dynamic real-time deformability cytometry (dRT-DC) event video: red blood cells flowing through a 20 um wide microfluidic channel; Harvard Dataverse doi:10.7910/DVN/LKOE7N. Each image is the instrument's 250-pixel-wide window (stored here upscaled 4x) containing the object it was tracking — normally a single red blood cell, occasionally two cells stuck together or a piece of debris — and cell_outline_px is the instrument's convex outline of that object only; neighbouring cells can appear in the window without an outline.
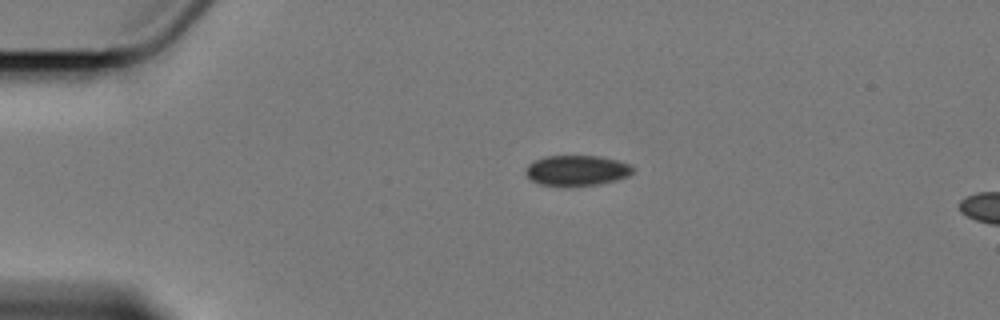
{"species": "Egyptian fruit bat (a non-hibernating species)", "species_latin": "Rousettus aegyptiacus", "temperature_condition": "cold", "stored_images_in_passage": 2, "camera_frame_rate_fps": 3000, "um_per_image_px": 0.085, "animal": {"sex": "female"}, "frame": {"image": 1, "passage_image": 1, "time_ms": 0.0, "image_size_px": [1000, 320], "cell_outline_px": [[636, 168], [628, 176], [616, 180], [600, 184], [564, 188], [540, 184], [532, 180], [524, 172], [528, 164], [536, 160], [548, 156], [600, 156], [632, 164]], "centroid_in_image_um": [49.05, 14.52], "position_along_channel_um": 36.0, "area_um2": 19.42}}